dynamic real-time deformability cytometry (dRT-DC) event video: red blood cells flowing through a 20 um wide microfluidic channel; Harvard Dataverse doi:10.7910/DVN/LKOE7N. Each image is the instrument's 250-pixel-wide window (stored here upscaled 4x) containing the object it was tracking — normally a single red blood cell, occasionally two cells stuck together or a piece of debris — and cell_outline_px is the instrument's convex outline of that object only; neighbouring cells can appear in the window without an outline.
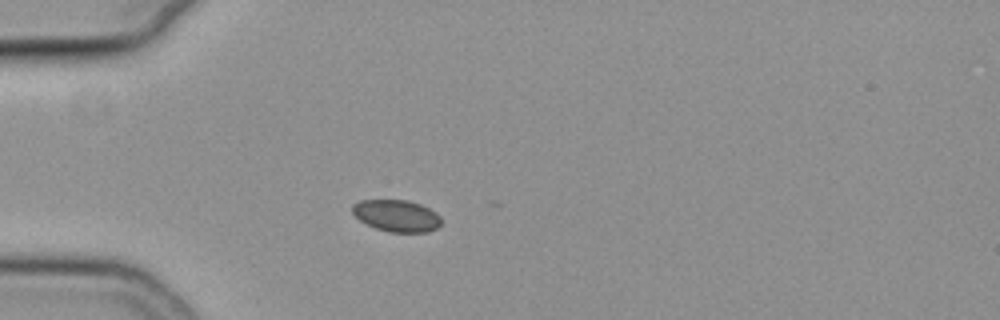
{"species": "common noctule bat (a hibernating species)", "species_latin": "Nyctalus noctula", "temperature_condition": "cold", "stored_images_in_passage": 31, "camera_frame_rate_fps": 3000, "um_per_image_px": 0.085, "animal": {"sex": "female", "body_mass_g": 19.3, "forearm_length_mm": 54.1}, "frame": {"image": 1, "passage_image": 1, "time_ms": 0.0, "image_size_px": [1000, 320], "cell_outline_px": [[440, 224], [436, 228], [428, 232], [388, 232], [376, 228], [360, 220], [352, 212], [352, 204], [360, 200], [408, 200], [420, 204], [436, 212], [440, 216]], "centroid_in_image_um": [33.71, 18.33], "position_along_channel_um": 51.3, "area_um2": 16.42}}
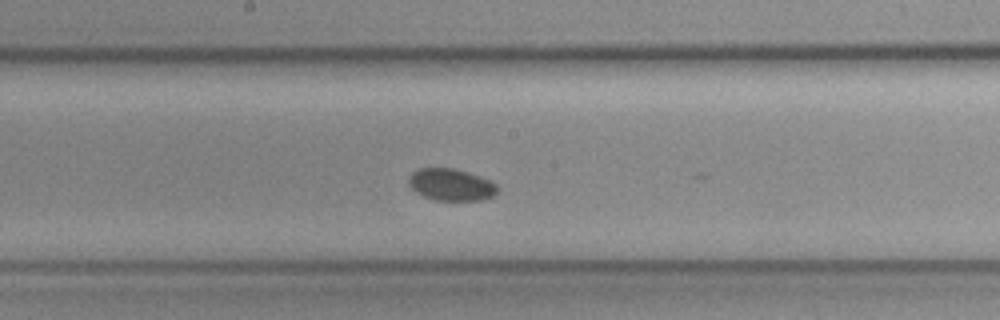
{"frame": {"image": 2, "passage_image": 15, "time_ms": 4.667, "image_size_px": [1000, 320], "cell_outline_px": [[496, 192], [492, 196], [480, 200], [436, 200], [424, 196], [416, 192], [408, 184], [408, 180], [412, 172], [420, 168], [452, 168], [488, 180], [496, 184]], "centroid_in_image_um": [38.28, 15.7], "position_along_channel_um": 209.9, "area_um2": 16.07}}
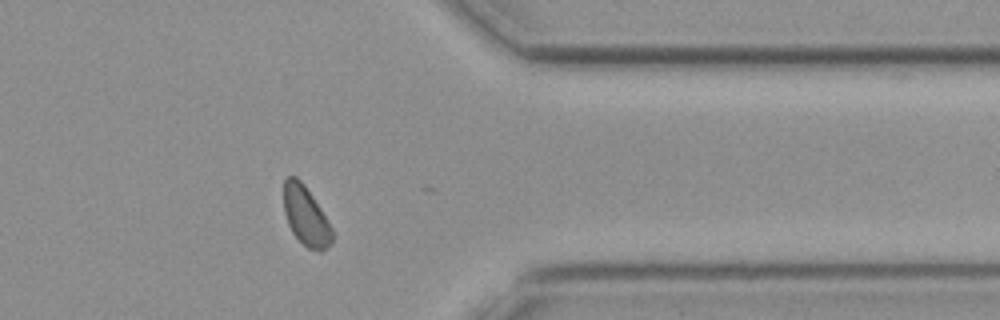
{"frame": {"image": 3, "passage_image": 30, "time_ms": 9.667, "image_size_px": [1000, 320], "cell_outline_px": [[332, 244], [320, 252], [308, 248], [292, 232], [288, 224], [284, 212], [284, 180], [288, 176], [296, 176], [304, 184], [320, 208], [332, 228]], "centroid_in_image_um": [25.99, 18.36], "position_along_channel_um": 385.4, "area_um2": 16.53}}